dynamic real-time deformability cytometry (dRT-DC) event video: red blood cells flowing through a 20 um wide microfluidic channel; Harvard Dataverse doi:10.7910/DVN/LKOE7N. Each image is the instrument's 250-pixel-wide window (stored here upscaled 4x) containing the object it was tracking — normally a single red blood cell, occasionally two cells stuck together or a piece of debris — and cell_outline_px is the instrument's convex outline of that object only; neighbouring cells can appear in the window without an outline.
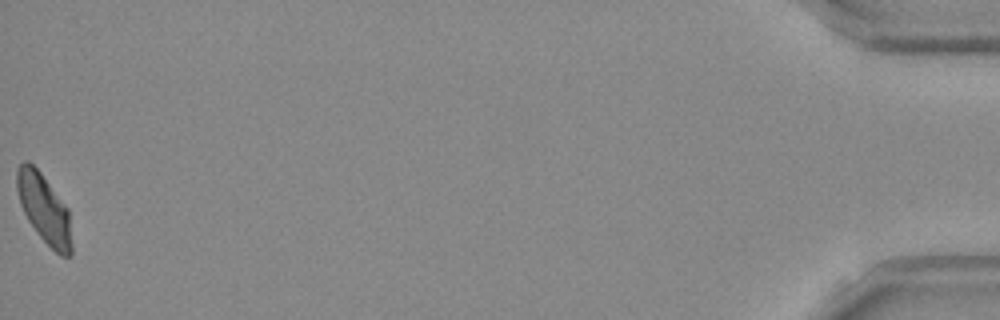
{"species": "Egyptian fruit bat (a non-hibernating species)", "species_latin": "Rousettus aegyptiacus", "temperature_condition": "room temperature", "stored_images_in_passage": 52, "camera_frame_rate_fps": 3000, "um_per_image_px": 0.085, "frame": {"image": 1, "passage_image": 52, "time_ms": 17.0, "image_size_px": [1000, 320], "cell_outline_px": [[72, 256], [60, 256], [40, 236], [28, 220], [20, 204], [16, 188], [16, 168], [24, 160], [28, 160], [40, 172], [68, 208], [72, 244]], "centroid_in_image_um": [3.74, 17.73], "position_along_channel_um": 431.5, "area_um2": 21.96}, "authors_computed_cell_mechanics": {"area_um2": 22.5131, "velocity_mm_per_s": 3.8084, "shape_relaxation_time_tau1_ms": 6.3206, "shape_relaxation_time_tau2_ms": 2.3868, "deformation_change_tau1": 0.1542, "deformation_change_tau2": 0.0673}}